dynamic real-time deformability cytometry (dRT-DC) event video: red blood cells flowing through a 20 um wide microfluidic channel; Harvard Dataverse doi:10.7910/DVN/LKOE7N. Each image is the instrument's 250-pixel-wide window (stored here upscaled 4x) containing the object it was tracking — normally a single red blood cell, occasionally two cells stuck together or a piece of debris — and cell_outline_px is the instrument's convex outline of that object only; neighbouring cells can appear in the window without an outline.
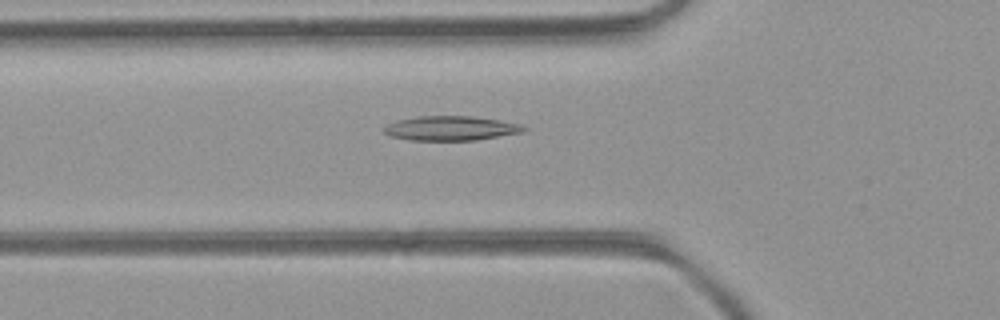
{"species": "common noctule bat (a hibernating species)", "species_latin": "Nyctalus noctula", "temperature_condition": "room temperature", "stored_images_in_passage": 36, "camera_frame_rate_fps": 3000, "um_per_image_px": 0.085, "animal": {"sex": "female", "body_mass_g": 21.9}, "frame": {"image": 1, "passage_image": 5, "time_ms": 1.333, "image_size_px": [1000, 320], "cell_outline_px": [[528, 128], [524, 132], [476, 140], [408, 140], [392, 136], [384, 132], [384, 128], [388, 124], [396, 120], [420, 116], [472, 116], [500, 120], [520, 124]], "centroid_in_image_um": [38.35, 10.9], "position_along_channel_um": 87.4, "area_um2": 19.88}}
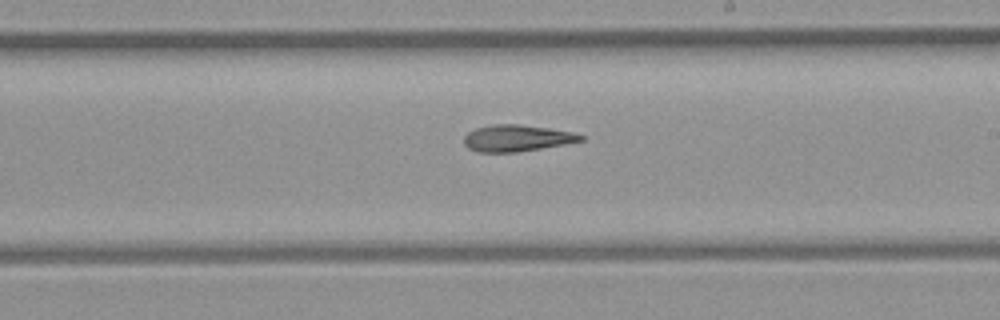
{"frame": {"image": 2, "passage_image": 16, "time_ms": 5.0, "image_size_px": [1000, 320], "cell_outline_px": [[584, 140], [564, 144], [516, 152], [476, 152], [468, 148], [464, 144], [464, 136], [468, 132], [476, 128], [492, 124], [516, 124], [548, 128], [572, 132], [584, 136]], "centroid_in_image_um": [43.89, 11.74], "position_along_channel_um": 245.1, "area_um2": 17.92}}
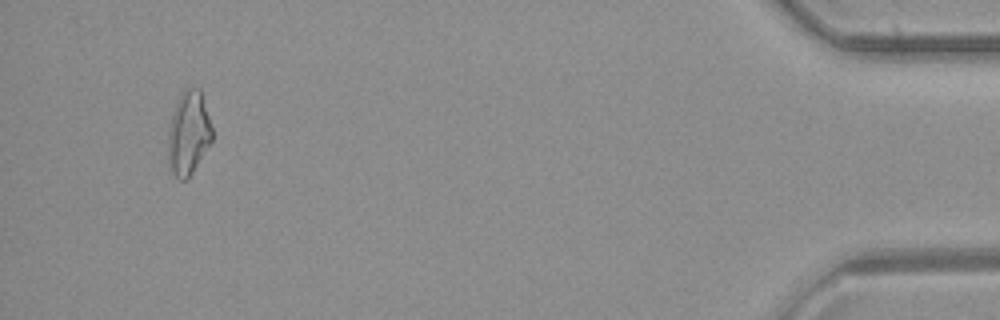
{"frame": {"image": 3, "passage_image": 34, "time_ms": 11.0, "image_size_px": [1000, 320], "cell_outline_px": [[212, 140], [192, 172], [184, 180], [180, 180], [172, 172], [168, 164], [168, 128], [176, 104], [184, 88], [200, 88], [212, 128]], "centroid_in_image_um": [16.01, 11.31], "position_along_channel_um": 419.2, "area_um2": 21.15}}